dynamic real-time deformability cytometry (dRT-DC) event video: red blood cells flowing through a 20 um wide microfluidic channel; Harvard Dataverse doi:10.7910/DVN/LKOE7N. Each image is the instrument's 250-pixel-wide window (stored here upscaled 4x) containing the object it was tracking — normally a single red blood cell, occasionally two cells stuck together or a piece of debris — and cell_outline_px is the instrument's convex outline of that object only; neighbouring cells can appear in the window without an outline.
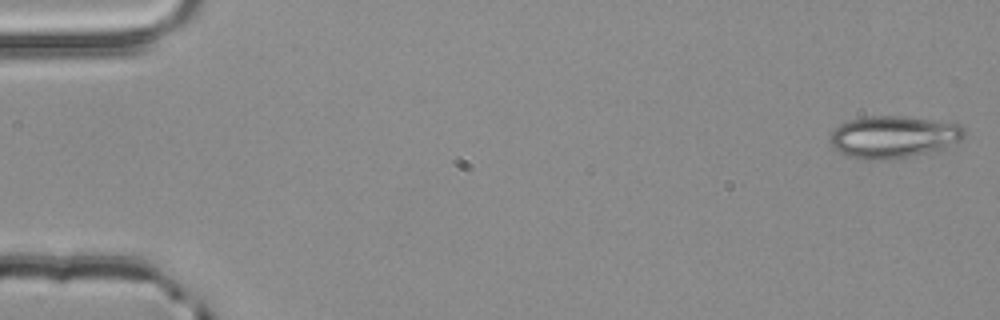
{"species": "common noctule bat (a hibernating species)", "species_latin": "Nyctalus noctula", "temperature_condition": "room temperature", "stored_images_in_passage": 3, "camera_frame_rate_fps": 3000, "um_per_image_px": 0.085, "animal": {"sex": "male", "body_mass_g": 20.4}, "frame": {"image": 1, "passage_image": 1, "time_ms": 0.0, "image_size_px": [1000, 320], "cell_outline_px": [[968, 132], [960, 140], [940, 148], [924, 152], [884, 160], [868, 160], [852, 156], [840, 152], [832, 148], [828, 140], [832, 132], [840, 124], [852, 120], [868, 116], [900, 116], [964, 124]], "centroid_in_image_um": [75.93, 11.61], "position_along_channel_um": 9.1, "area_um2": 32.48}}